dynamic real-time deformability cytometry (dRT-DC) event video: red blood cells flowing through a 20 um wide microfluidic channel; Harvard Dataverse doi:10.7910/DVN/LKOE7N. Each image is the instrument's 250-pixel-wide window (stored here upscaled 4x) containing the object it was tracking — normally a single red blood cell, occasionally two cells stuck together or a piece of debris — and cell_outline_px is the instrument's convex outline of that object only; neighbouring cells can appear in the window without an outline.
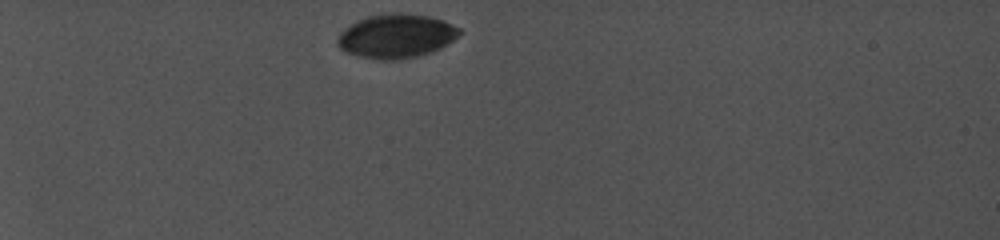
{"species": "common noctule bat (a hibernating species)", "species_latin": "Nyctalus noctula", "temperature_condition": "cold", "stored_images_in_passage": 6, "camera_frame_rate_fps": 5000, "um_per_image_px": 0.085, "animal": {"sex": "female", "body_mass_g": 19.0, "forearm_length_mm": 56.7}, "frame": {"image": 1, "passage_image": 1, "time_ms": 0.0, "image_size_px": [1000, 240], "cell_outline_px": [[464, 32], [460, 36], [440, 48], [416, 56], [396, 60], [376, 60], [356, 56], [344, 52], [336, 44], [336, 40], [340, 32], [344, 28], [356, 20], [368, 16], [392, 12], [400, 12], [432, 16], [444, 20], [460, 28]], "centroid_in_image_um": [33.66, 3.05], "position_along_channel_um": 51.3, "area_um2": 31.85}}